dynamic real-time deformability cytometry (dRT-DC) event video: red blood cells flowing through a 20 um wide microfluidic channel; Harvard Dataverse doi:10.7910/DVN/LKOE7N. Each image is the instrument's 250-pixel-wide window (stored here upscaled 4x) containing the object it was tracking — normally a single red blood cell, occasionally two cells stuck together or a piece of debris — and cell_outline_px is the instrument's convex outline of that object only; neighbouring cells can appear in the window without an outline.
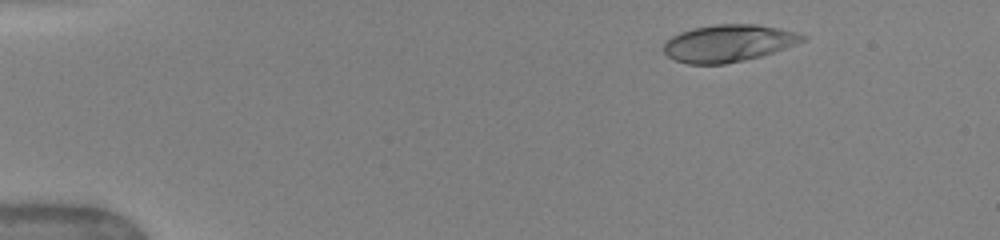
{"species": "human", "species_latin": "Homo sapiens", "temperature_condition": "warm", "stored_images_in_passage": 17, "camera_frame_rate_fps": 3000, "um_per_image_px": 0.085, "donor": {"sex": "female"}, "frame": {"image": 1, "passage_image": 2, "time_ms": 1.0, "image_size_px": [1000, 240], "cell_outline_px": [[808, 36], [804, 40], [796, 44], [760, 56], [744, 60], [724, 64], [688, 64], [676, 60], [668, 56], [664, 52], [664, 44], [672, 36], [680, 32], [692, 28], [716, 24], [756, 24], [796, 32]], "centroid_in_image_um": [61.9, 3.67], "position_along_channel_um": 23.1, "area_um2": 29.77}}
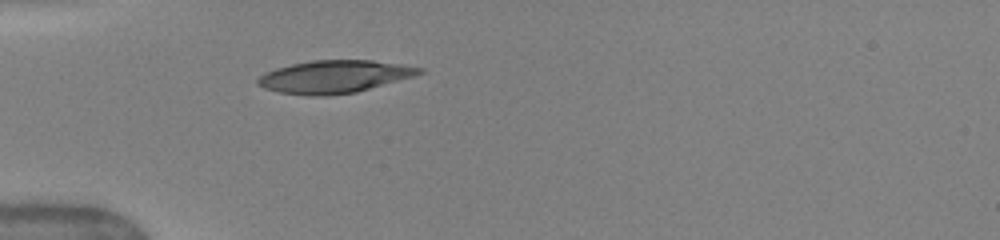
{"frame": {"image": 2, "passage_image": 8, "time_ms": 4.0, "image_size_px": [1000, 240], "cell_outline_px": [[424, 72], [416, 76], [356, 92], [328, 96], [308, 96], [280, 92], [264, 88], [256, 84], [256, 80], [264, 72], [276, 68], [292, 64], [312, 60], [372, 60], [424, 68]], "centroid_in_image_um": [28.41, 6.52], "position_along_channel_um": 56.6, "area_um2": 30.87}}